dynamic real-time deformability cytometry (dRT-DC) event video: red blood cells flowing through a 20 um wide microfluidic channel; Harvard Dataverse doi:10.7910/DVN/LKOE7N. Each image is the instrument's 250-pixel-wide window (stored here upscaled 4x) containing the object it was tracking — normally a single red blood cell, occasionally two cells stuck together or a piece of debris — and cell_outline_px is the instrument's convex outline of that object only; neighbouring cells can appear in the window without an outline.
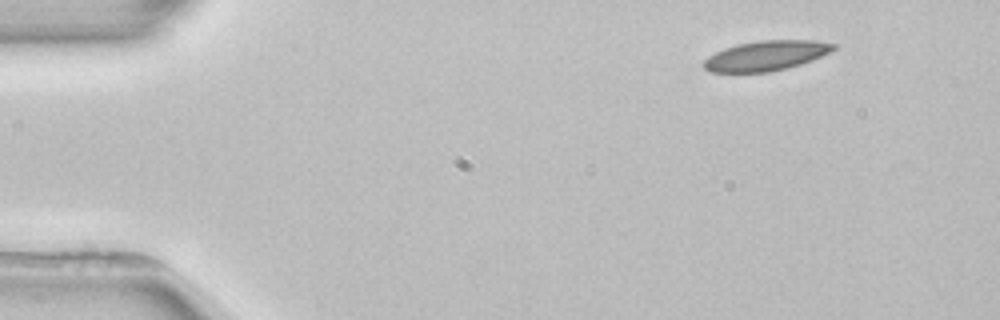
{"species": "common noctule bat (a hibernating species)", "species_latin": "Nyctalus noctula", "temperature_condition": "room temperature", "stored_images_in_passage": 3, "camera_frame_rate_fps": 3000, "um_per_image_px": 0.085, "animal": {"sex": "female", "body_mass_g": 22.7, "forearm_length_mm": 54.2}, "frame": {"image": 1, "passage_image": 1, "time_ms": 0.0, "image_size_px": [1000, 320], "cell_outline_px": [[840, 44], [836, 48], [812, 60], [788, 68], [768, 72], [708, 72], [700, 64], [708, 56], [724, 48], [736, 44], [760, 40], [812, 40]], "centroid_in_image_um": [65.09, 4.73], "position_along_channel_um": 19.9, "area_um2": 22.77}}
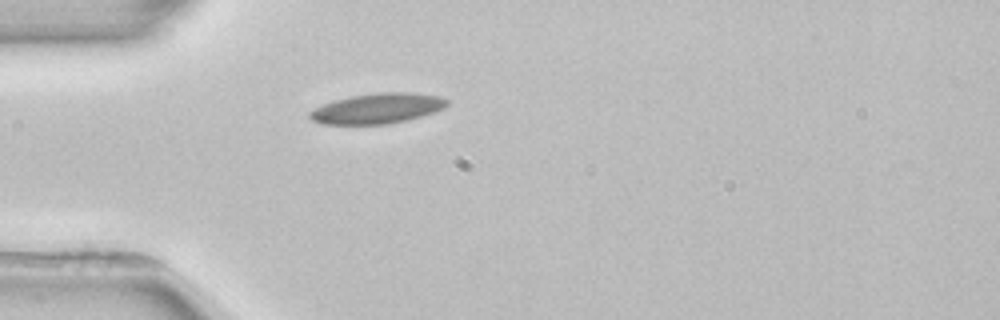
{"frame": {"image": 2, "passage_image": 3, "time_ms": 3.0, "image_size_px": [1000, 320], "cell_outline_px": [[448, 104], [444, 108], [408, 120], [388, 124], [320, 124], [312, 120], [308, 116], [308, 112], [324, 104], [336, 100], [352, 96], [380, 92], [412, 92], [440, 96], [448, 100]], "centroid_in_image_um": [32.09, 9.22], "position_along_channel_um": 52.9, "area_um2": 24.1}}